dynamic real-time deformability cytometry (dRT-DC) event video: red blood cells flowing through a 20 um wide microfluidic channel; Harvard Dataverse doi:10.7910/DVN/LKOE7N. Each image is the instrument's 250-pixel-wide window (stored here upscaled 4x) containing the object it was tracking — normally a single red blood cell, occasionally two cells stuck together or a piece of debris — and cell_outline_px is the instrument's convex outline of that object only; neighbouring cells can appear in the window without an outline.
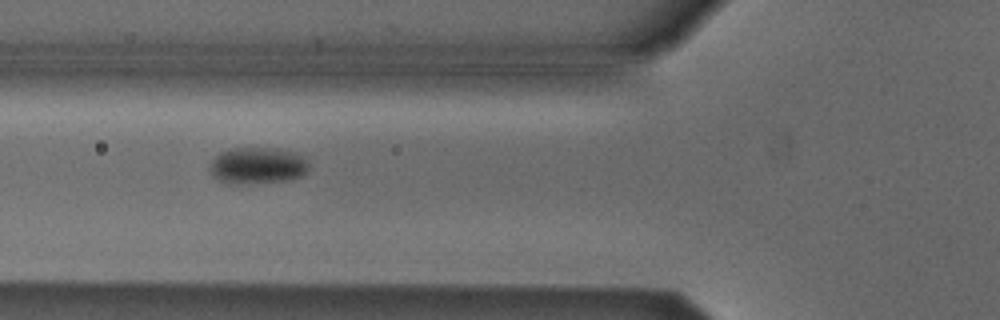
{"species": "Egyptian fruit bat (a non-hibernating species)", "species_latin": "Rousettus aegyptiacus", "temperature_condition": "cold", "stored_images_in_passage": 4, "camera_frame_rate_fps": 3000, "um_per_image_px": 0.085, "animal": {"sex": "male"}, "frame": {"image": 1, "passage_image": 2, "time_ms": 1.0, "image_size_px": [1000, 320], "cell_outline_px": [[308, 172], [300, 176], [288, 180], [240, 184], [228, 184], [212, 176], [212, 160], [220, 152], [232, 148], [268, 148], [296, 152], [304, 156], [308, 160]], "centroid_in_image_um": [21.92, 14.07], "position_along_channel_um": 103.9, "area_um2": 21.04}}
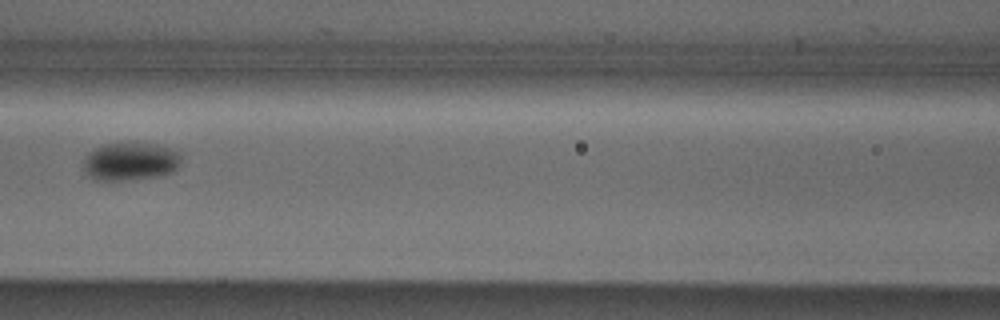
{"frame": {"image": 2, "passage_image": 3, "time_ms": 2.333, "image_size_px": [1000, 320], "cell_outline_px": [[180, 164], [172, 172], [160, 176], [120, 180], [96, 180], [88, 176], [84, 168], [84, 160], [88, 152], [104, 144], [132, 140], [136, 140], [168, 148], [180, 152]], "centroid_in_image_um": [11.07, 13.68], "position_along_channel_um": 155.5, "area_um2": 22.02}}
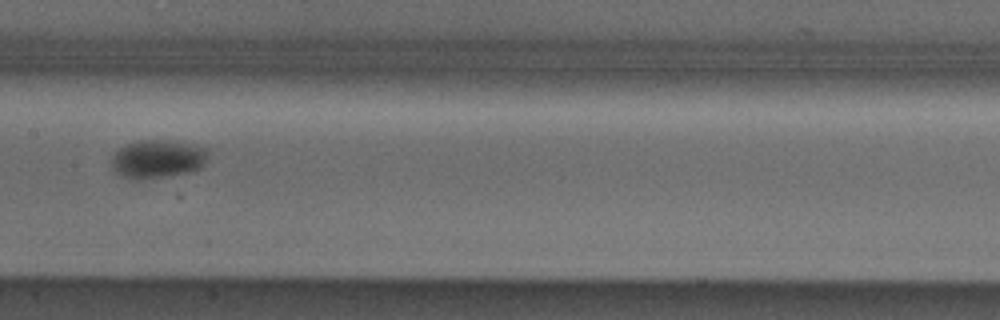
{"frame": {"image": 3, "passage_image": 4, "time_ms": 3.333, "image_size_px": [1000, 320], "cell_outline_px": [[208, 152], [204, 164], [200, 168], [188, 172], [172, 176], [140, 180], [136, 180], [124, 176], [116, 172], [112, 168], [112, 152], [136, 140], [172, 140], [192, 144], [208, 148]], "centroid_in_image_um": [13.4, 13.51], "position_along_channel_um": 194.0, "area_um2": 21.85}}